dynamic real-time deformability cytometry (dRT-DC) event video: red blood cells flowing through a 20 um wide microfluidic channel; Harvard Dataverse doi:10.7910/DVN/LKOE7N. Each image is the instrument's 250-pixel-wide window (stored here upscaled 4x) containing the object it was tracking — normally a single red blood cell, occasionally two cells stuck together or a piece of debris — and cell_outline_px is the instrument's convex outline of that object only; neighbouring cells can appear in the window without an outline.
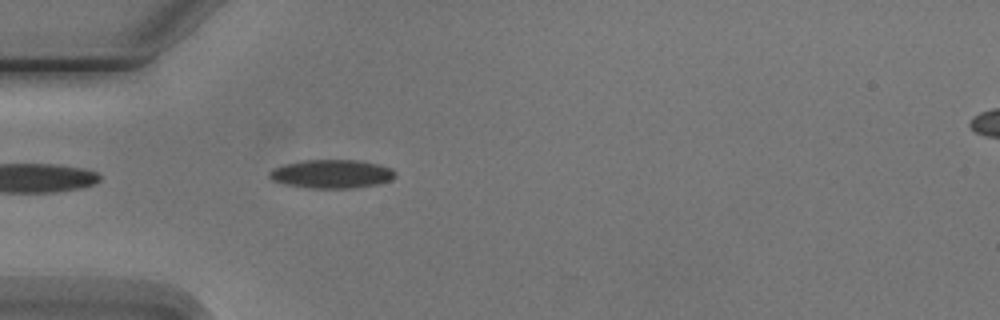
{"species": "Egyptian fruit bat (a non-hibernating species)", "species_latin": "Rousettus aegyptiacus", "temperature_condition": "cold", "stored_images_in_passage": 3, "camera_frame_rate_fps": 3000, "um_per_image_px": 0.085, "animal": {"sex": "male"}, "frame": {"image": 1, "passage_image": 3, "time_ms": 2.333, "image_size_px": [1000, 320], "cell_outline_px": [[396, 176], [392, 180], [380, 184], [356, 188], [308, 188], [284, 184], [272, 180], [268, 176], [268, 172], [272, 168], [284, 164], [304, 160], [360, 160], [392, 168], [396, 172]], "centroid_in_image_um": [28.2, 14.79], "position_along_channel_um": 56.8, "area_um2": 21.27}}